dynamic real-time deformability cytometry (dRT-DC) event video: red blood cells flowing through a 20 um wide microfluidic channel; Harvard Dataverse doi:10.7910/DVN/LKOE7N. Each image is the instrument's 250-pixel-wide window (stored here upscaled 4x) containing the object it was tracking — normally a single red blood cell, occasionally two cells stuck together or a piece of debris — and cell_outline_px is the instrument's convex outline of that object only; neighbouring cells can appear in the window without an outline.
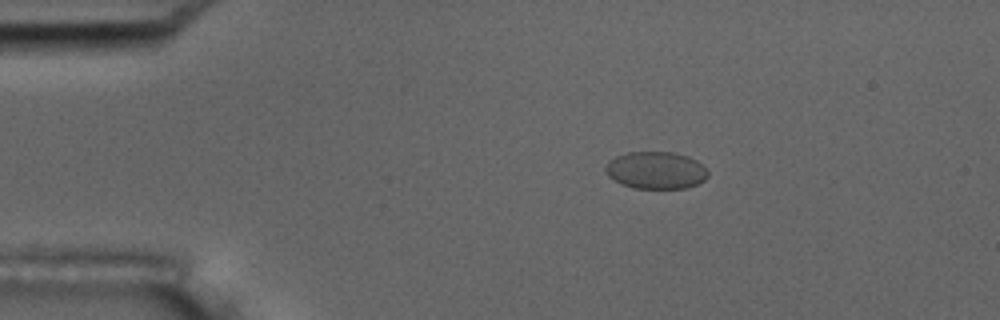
{"species": "common noctule bat (a hibernating species)", "species_latin": "Nyctalus noctula", "temperature_condition": "room temperature", "stored_images_in_passage": 4, "camera_frame_rate_fps": 3000, "um_per_image_px": 0.085, "animal": {"sex": "male", "body_mass_g": 17.5, "forearm_length_mm": 52.3}, "frame": {"image": 1, "passage_image": 1, "time_ms": 0.0, "image_size_px": [1000, 320], "cell_outline_px": [[708, 176], [704, 180], [688, 188], [632, 188], [620, 184], [608, 176], [604, 172], [604, 164], [608, 160], [616, 156], [628, 152], [672, 152], [688, 156], [696, 160], [708, 172]], "centroid_in_image_um": [55.69, 14.47], "position_along_channel_um": 29.3, "area_um2": 22.43}}
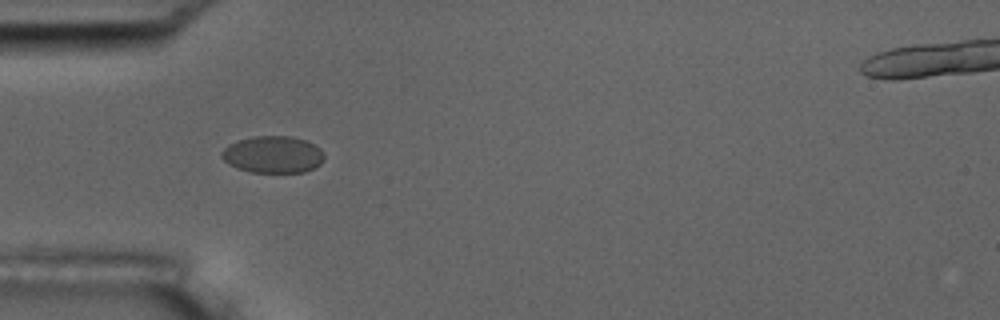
{"frame": {"image": 2, "passage_image": 3, "time_ms": 0.667, "image_size_px": [1000, 320], "cell_outline_px": [[324, 160], [320, 164], [304, 172], [252, 172], [236, 168], [228, 164], [220, 156], [220, 152], [228, 144], [252, 136], [292, 136], [304, 140], [320, 148], [324, 152]], "centroid_in_image_um": [23.18, 13.13], "position_along_channel_um": 61.8, "area_um2": 22.14}}